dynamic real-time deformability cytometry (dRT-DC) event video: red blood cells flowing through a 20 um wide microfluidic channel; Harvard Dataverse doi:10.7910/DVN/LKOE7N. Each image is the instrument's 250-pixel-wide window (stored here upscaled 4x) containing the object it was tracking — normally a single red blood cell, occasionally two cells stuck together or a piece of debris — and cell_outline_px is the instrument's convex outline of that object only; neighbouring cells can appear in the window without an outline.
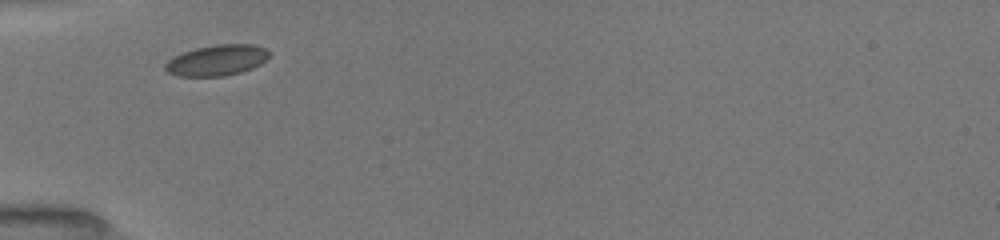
{"species": "common noctule bat (a hibernating species)", "species_latin": "Nyctalus noctula", "temperature_condition": "room temperature", "stored_images_in_passage": 6, "camera_frame_rate_fps": 3000, "um_per_image_px": 0.085, "animal": {"sex": "female", "body_mass_g": 19.5, "forearm_length_mm": 54.1}, "frame": {"image": 1, "passage_image": 1, "time_ms": 0.0, "image_size_px": [1000, 240], "cell_outline_px": [[268, 56], [260, 64], [252, 68], [240, 72], [224, 76], [176, 76], [168, 72], [164, 68], [164, 64], [168, 60], [184, 52], [196, 48], [216, 44], [252, 44], [268, 48]], "centroid_in_image_um": [18.43, 5.12], "position_along_channel_um": 66.6, "area_um2": 18.55}}
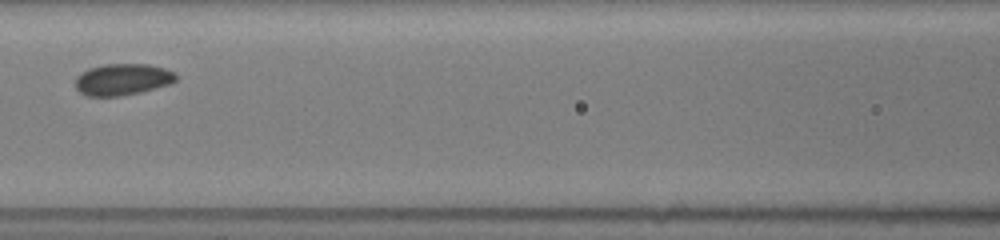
{"frame": {"image": 2, "passage_image": 3, "time_ms": 2.333, "image_size_px": [1000, 240], "cell_outline_px": [[176, 80], [172, 84], [140, 92], [120, 96], [88, 96], [80, 92], [76, 88], [76, 76], [80, 72], [88, 68], [104, 64], [148, 64], [164, 68], [176, 72]], "centroid_in_image_um": [10.42, 6.74], "position_along_channel_um": 156.2, "area_um2": 18.67}}
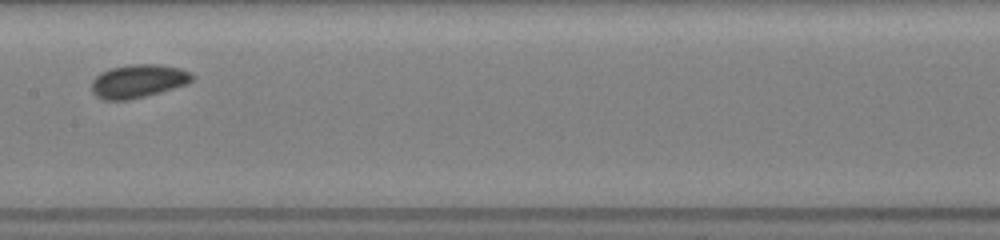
{"frame": {"image": 3, "passage_image": 4, "time_ms": 3.333, "image_size_px": [1000, 240], "cell_outline_px": [[196, 76], [188, 84], [160, 92], [128, 100], [104, 100], [96, 96], [92, 92], [92, 80], [100, 72], [112, 68], [128, 64], [156, 64], [180, 68], [192, 72]], "centroid_in_image_um": [11.76, 6.89], "position_along_channel_um": 195.6, "area_um2": 19.65}}